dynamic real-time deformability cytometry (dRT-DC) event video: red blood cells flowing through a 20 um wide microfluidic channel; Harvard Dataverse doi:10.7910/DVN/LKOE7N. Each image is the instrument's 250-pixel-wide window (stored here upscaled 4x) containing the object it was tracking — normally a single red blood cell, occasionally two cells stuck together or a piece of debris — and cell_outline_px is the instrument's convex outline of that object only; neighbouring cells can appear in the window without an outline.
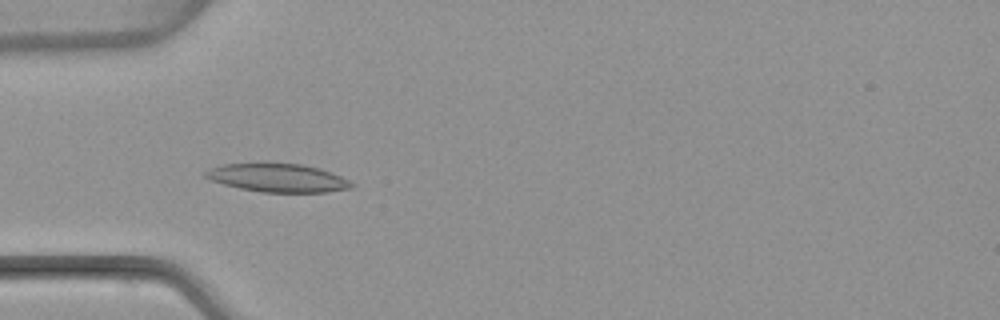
{"species": "common noctule bat (a hibernating species)", "species_latin": "Nyctalus noctula", "temperature_condition": "warm", "stored_images_in_passage": 6, "camera_frame_rate_fps": 3000, "um_per_image_px": 0.085, "animal": {"sex": "female", "body_mass_g": 22.7, "forearm_length_mm": 54.2}, "frame": {"image": 1, "passage_image": 5, "time_ms": 5.0, "image_size_px": [1000, 320], "cell_outline_px": [[356, 184], [352, 188], [328, 192], [260, 192], [240, 188], [224, 184], [212, 180], [204, 176], [204, 172], [208, 168], [220, 164], [264, 160], [268, 160], [304, 164], [320, 168], [340, 176]], "centroid_in_image_um": [23.56, 15.06], "position_along_channel_um": 61.4, "area_um2": 25.26}}
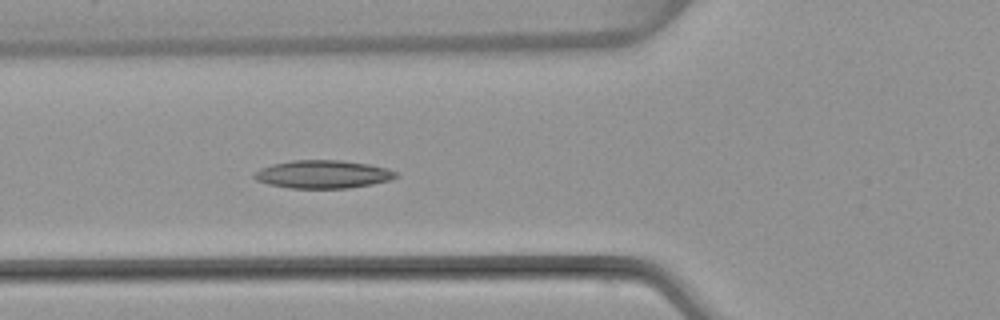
{"frame": {"image": 2, "passage_image": 6, "time_ms": 6.0, "image_size_px": [1000, 320], "cell_outline_px": [[400, 176], [388, 180], [372, 184], [348, 188], [288, 188], [268, 184], [256, 180], [252, 176], [260, 168], [272, 164], [292, 160], [340, 160], [368, 164], [388, 168], [396, 172]], "centroid_in_image_um": [27.44, 14.81], "position_along_channel_um": 98.4, "area_um2": 23.18}}